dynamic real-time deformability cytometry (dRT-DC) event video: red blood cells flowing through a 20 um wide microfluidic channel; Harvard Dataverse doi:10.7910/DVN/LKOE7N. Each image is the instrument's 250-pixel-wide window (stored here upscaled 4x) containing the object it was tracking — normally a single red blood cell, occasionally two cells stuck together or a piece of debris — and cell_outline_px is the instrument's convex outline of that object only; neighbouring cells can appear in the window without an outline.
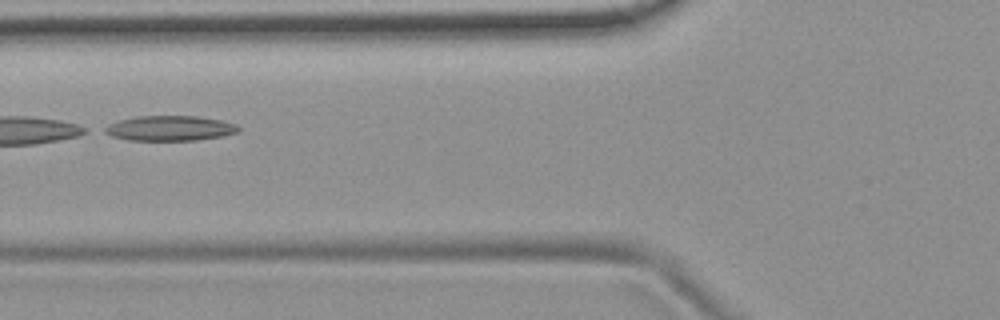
{"species": "common noctule bat (a hibernating species)", "species_latin": "Nyctalus noctula", "temperature_condition": "room temperature", "stored_images_in_passage": 26, "camera_frame_rate_fps": 3000, "um_per_image_px": 0.085, "animal": {"sex": "female", "body_mass_g": 19.9}, "frame": {"image": 1, "passage_image": 19, "time_ms": 6.0, "image_size_px": [1000, 320], "cell_outline_px": [[240, 128], [236, 132], [224, 136], [196, 140], [128, 140], [112, 136], [104, 132], [100, 128], [108, 124], [120, 120], [136, 116], [196, 116], [220, 120], [236, 124]], "centroid_in_image_um": [14.39, 10.9], "position_along_channel_um": 111.4, "area_um2": 19.54}}